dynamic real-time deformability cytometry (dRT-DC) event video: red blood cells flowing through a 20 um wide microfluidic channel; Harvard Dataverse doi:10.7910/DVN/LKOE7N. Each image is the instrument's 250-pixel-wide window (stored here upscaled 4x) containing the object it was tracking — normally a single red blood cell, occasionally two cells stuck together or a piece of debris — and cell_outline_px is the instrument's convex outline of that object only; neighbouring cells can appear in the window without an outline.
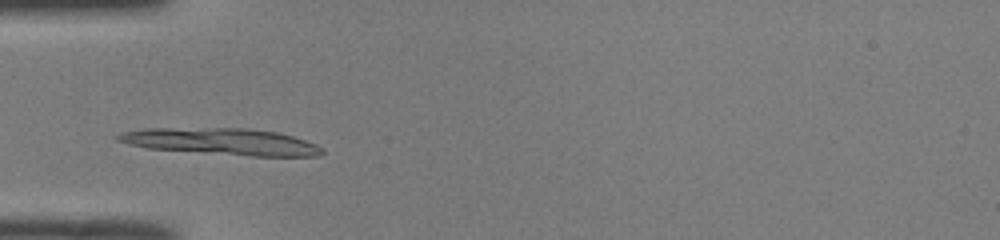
{"species": "common noctule bat (a hibernating species)", "species_latin": "Nyctalus noctula", "temperature_condition": "room temperature", "stored_images_in_passage": 17, "camera_frame_rate_fps": 3000, "um_per_image_px": 0.085, "animal": {"sex": "male", "body_mass_g": 19.0, "forearm_length_mm": 50.8}, "frame": {"image": 1, "passage_image": 8, "time_ms": 2.333, "image_size_px": [1000, 240], "cell_outline_px": [[324, 152], [320, 156], [252, 156], [148, 148], [116, 140], [112, 136], [120, 132], [144, 128], [248, 128], [280, 132], [316, 144], [324, 148]], "centroid_in_image_um": [18.84, 12.02], "position_along_channel_um": 66.2, "area_um2": 31.73}}